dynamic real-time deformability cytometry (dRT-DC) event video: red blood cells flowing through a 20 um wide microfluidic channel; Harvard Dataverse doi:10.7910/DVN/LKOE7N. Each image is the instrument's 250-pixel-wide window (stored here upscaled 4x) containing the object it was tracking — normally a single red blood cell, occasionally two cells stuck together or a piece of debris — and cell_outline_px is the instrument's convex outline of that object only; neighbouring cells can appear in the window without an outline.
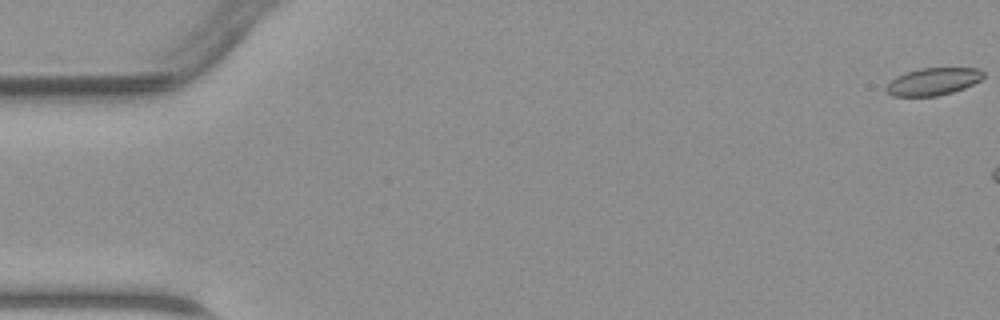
{"species": "common noctule bat (a hibernating species)", "species_latin": "Nyctalus noctula", "temperature_condition": "warm", "stored_images_in_passage": 6, "camera_frame_rate_fps": 3000, "um_per_image_px": 0.085, "animal": {"sex": "male", "body_mass_g": 23.1, "forearm_length_mm": 52.7}, "frame": {"image": 1, "passage_image": 1, "time_ms": 0.0, "image_size_px": [1000, 320], "cell_outline_px": [[984, 76], [980, 80], [964, 88], [952, 92], [936, 96], [892, 96], [884, 88], [896, 76], [904, 72], [920, 68], [980, 68], [984, 72]], "centroid_in_image_um": [79.31, 6.92], "position_along_channel_um": 5.7, "area_um2": 15.49}}